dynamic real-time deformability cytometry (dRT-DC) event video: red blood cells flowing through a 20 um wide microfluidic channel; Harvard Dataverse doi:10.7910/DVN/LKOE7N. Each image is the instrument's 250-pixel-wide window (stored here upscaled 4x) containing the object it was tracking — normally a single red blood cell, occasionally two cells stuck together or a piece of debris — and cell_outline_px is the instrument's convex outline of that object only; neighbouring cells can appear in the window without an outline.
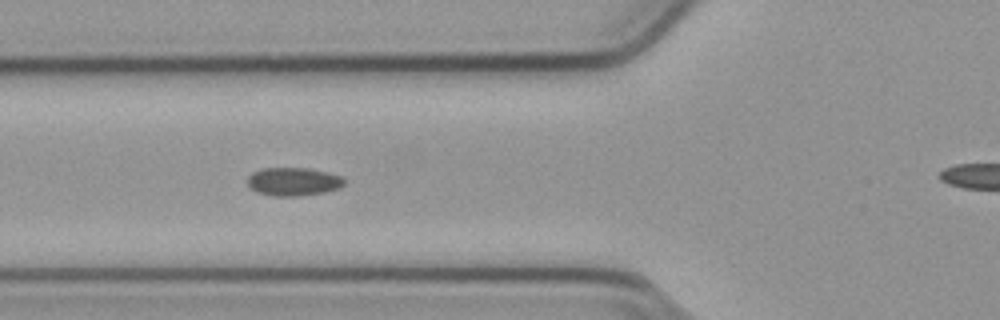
{"species": "common noctule bat (a hibernating species)", "species_latin": "Nyctalus noctula", "temperature_condition": "cold", "stored_images_in_passage": 16, "camera_frame_rate_fps": 3000, "um_per_image_px": 0.085, "animal": {"sex": "male", "body_mass_g": 23.1, "forearm_length_mm": 52.7}, "frame": {"image": 1, "passage_image": 3, "time_ms": 0.667, "image_size_px": [1000, 320], "cell_outline_px": [[344, 184], [340, 188], [324, 192], [300, 196], [272, 196], [256, 192], [248, 184], [248, 176], [252, 172], [260, 168], [308, 168], [328, 172], [340, 176], [344, 180]], "centroid_in_image_um": [24.92, 15.43], "position_along_channel_um": 100.9, "area_um2": 16.01}}
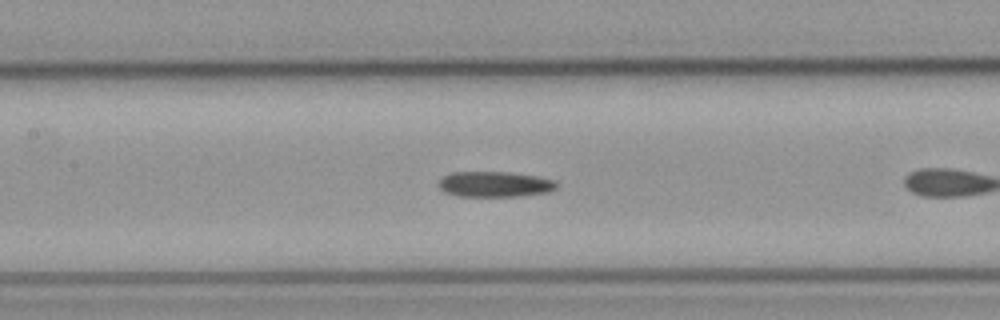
{"frame": {"image": 2, "passage_image": 5, "time_ms": 1.333, "image_size_px": [1000, 320], "cell_outline_px": [[560, 184], [556, 188], [548, 192], [520, 196], [460, 196], [444, 192], [440, 188], [440, 180], [444, 176], [452, 172], [508, 172], [540, 176], [556, 180]], "centroid_in_image_um": [42.13, 15.65], "position_along_channel_um": 165.3, "area_um2": 17.63}}
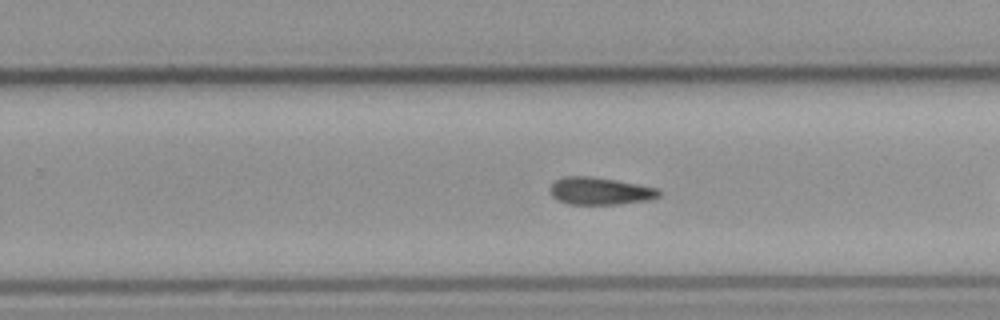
{"frame": {"image": 3, "passage_image": 14, "time_ms": 4.333, "image_size_px": [1000, 320], "cell_outline_px": [[660, 196], [648, 200], [620, 204], [568, 204], [556, 200], [552, 196], [552, 184], [556, 180], [564, 176], [588, 176], [636, 184], [656, 188], [660, 192]], "centroid_in_image_um": [50.98, 16.25], "position_along_channel_um": 278.8, "area_um2": 17.05}}